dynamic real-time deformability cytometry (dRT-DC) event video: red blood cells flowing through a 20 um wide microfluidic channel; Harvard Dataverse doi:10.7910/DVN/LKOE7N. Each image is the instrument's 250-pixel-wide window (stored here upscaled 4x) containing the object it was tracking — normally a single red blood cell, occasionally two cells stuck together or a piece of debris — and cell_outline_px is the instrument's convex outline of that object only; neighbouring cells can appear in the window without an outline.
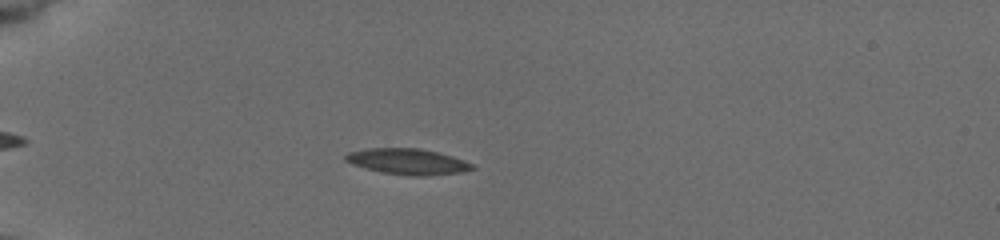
{"species": "common noctule bat (a hibernating species)", "species_latin": "Nyctalus noctula", "temperature_condition": "cold", "stored_images_in_passage": 43, "camera_frame_rate_fps": 3000, "um_per_image_px": 0.085, "animal": {"sex": "female", "body_mass_g": 19.5, "forearm_length_mm": 54.1}, "frame": {"image": 1, "passage_image": 7, "time_ms": 2.0, "image_size_px": [1000, 240], "cell_outline_px": [[476, 168], [464, 172], [424, 176], [408, 176], [380, 172], [364, 168], [352, 164], [344, 160], [344, 156], [348, 152], [368, 148], [420, 148], [452, 156], [464, 160], [472, 164]], "centroid_in_image_um": [34.64, 13.74], "position_along_channel_um": 50.4, "area_um2": 19.25}}
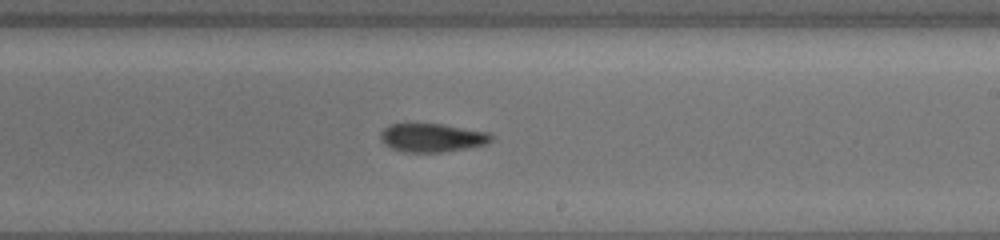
{"frame": {"image": 2, "passage_image": 25, "time_ms": 8.0, "image_size_px": [1000, 240], "cell_outline_px": [[496, 140], [488, 144], [468, 148], [444, 152], [404, 152], [392, 148], [384, 144], [380, 140], [380, 132], [384, 128], [392, 124], [440, 124], [488, 132], [496, 136]], "centroid_in_image_um": [36.79, 11.71], "position_along_channel_um": 252.2, "area_um2": 18.61}}
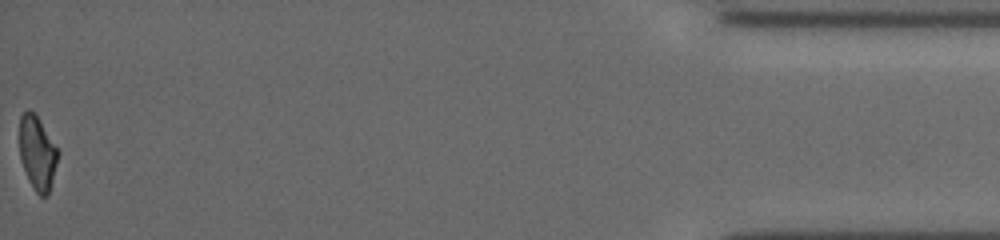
{"frame": {"image": 3, "passage_image": 43, "time_ms": 14.0, "image_size_px": [1000, 240], "cell_outline_px": [[60, 152], [48, 196], [40, 196], [36, 192], [28, 180], [20, 160], [20, 116], [28, 108], [36, 112]], "centroid_in_image_um": [3.18, 12.97], "position_along_channel_um": 432.0, "area_um2": 16.88}, "authors_computed_cell_mechanics": {"area_um2": 18.6116, "velocity_mm_per_s": 3.8725, "shape_relaxation_time_tau1_ms": null, "shape_relaxation_time_tau2_ms": 4.3467, "deformation_change_tau1": null, "deformation_change_tau2": 0.1153}}